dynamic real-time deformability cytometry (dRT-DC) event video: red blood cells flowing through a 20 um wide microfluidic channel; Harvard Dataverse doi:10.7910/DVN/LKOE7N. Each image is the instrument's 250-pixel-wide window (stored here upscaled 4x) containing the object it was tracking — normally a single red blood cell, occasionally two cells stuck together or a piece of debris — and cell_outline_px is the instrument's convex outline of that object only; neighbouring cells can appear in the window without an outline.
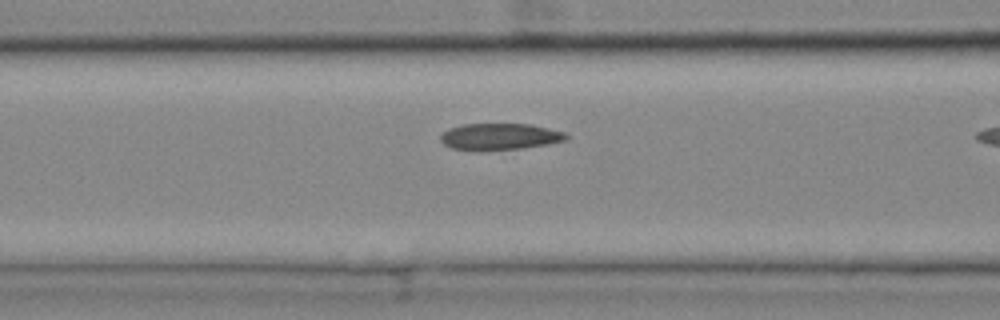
{"species": "common noctule bat (a hibernating species)", "species_latin": "Nyctalus noctula", "temperature_condition": "cold", "stored_images_in_passage": 8, "camera_frame_rate_fps": 3000, "um_per_image_px": 0.085, "animal": {"sex": "female", "body_mass_g": 25.1}, "frame": {"image": 1, "passage_image": 7, "time_ms": 2.0, "image_size_px": [1000, 320], "cell_outline_px": [[568, 136], [564, 140], [548, 144], [520, 148], [452, 148], [444, 144], [440, 140], [440, 136], [448, 128], [464, 124], [528, 124], [564, 132]], "centroid_in_image_um": [42.48, 11.57], "position_along_channel_um": 124.1, "area_um2": 18.5}}